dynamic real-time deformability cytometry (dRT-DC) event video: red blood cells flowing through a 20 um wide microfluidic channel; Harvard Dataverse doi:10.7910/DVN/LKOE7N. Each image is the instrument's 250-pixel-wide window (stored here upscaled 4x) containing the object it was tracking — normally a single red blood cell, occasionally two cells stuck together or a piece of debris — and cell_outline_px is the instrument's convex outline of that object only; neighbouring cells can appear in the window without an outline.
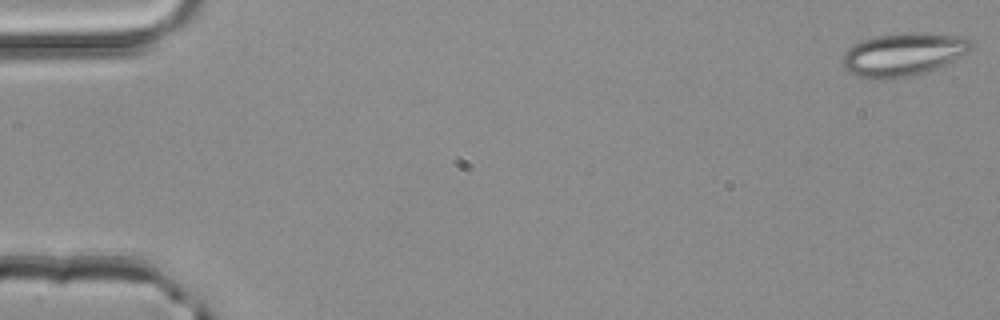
{"species": "common noctule bat (a hibernating species)", "species_latin": "Nyctalus noctula", "temperature_condition": "room temperature", "stored_images_in_passage": 4, "camera_frame_rate_fps": 3000, "um_per_image_px": 0.085, "animal": {"sex": "male", "body_mass_g": 20.4}, "frame": {"image": 1, "passage_image": 1, "time_ms": 0.0, "image_size_px": [1000, 320], "cell_outline_px": [[972, 48], [968, 52], [928, 72], [912, 76], [884, 80], [868, 80], [856, 76], [848, 72], [844, 68], [840, 60], [844, 52], [852, 44], [876, 36], [904, 32], [924, 32], [968, 36], [972, 44]], "centroid_in_image_um": [76.74, 4.63], "position_along_channel_um": 8.3, "area_um2": 33.06}}